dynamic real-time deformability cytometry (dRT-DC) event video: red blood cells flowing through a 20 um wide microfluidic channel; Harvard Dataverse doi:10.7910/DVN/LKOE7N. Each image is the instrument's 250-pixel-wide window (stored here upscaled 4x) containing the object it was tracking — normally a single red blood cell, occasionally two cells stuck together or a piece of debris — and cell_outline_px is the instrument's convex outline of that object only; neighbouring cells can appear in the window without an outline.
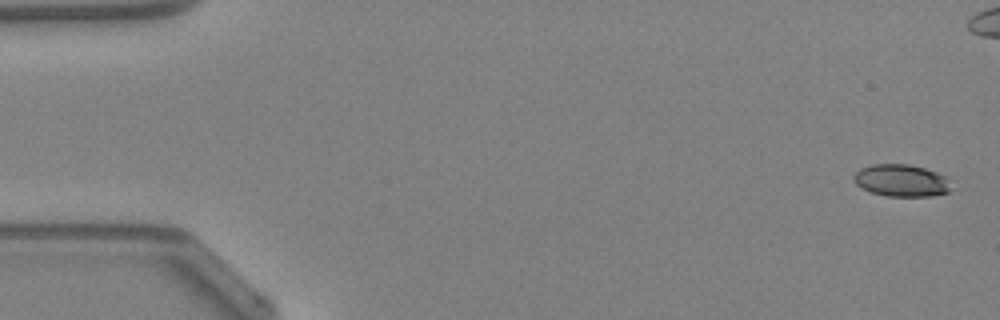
{"species": "Egyptian fruit bat (a non-hibernating species)", "species_latin": "Rousettus aegyptiacus", "temperature_condition": "warm", "stored_images_in_passage": 49, "camera_frame_rate_fps": 3000, "um_per_image_px": 0.085, "animal": {"sex": "female"}, "frame": {"image": 1, "passage_image": 1, "time_ms": 0.0, "image_size_px": [1000, 320], "cell_outline_px": [[948, 192], [932, 196], [888, 196], [872, 192], [860, 188], [852, 180], [852, 176], [860, 168], [872, 164], [908, 164], [924, 168], [948, 176]], "centroid_in_image_um": [76.57, 15.33], "position_along_channel_um": 8.4, "area_um2": 18.26}, "authors_computed_cell_mechanics": {"area_um2": 19.8254, "velocity_mm_per_s": 4.2946, "shape_relaxation_time_tau1_ms": null, "shape_relaxation_time_tau2_ms": 7.8461, "deformation_change_tau1": null, "deformation_change_tau2": 0.1502}}